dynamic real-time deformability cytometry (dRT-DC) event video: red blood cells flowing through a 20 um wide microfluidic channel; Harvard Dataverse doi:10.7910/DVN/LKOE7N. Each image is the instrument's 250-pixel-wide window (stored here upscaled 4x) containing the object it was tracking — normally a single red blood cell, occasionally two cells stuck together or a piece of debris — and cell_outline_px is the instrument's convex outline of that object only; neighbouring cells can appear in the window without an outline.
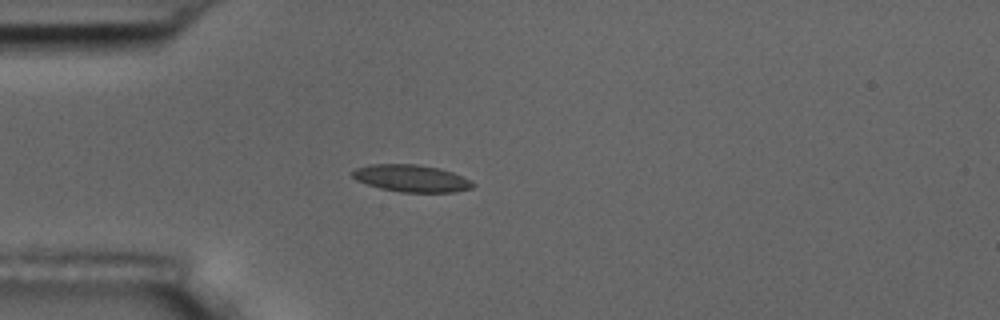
{"species": "common noctule bat (a hibernating species)", "species_latin": "Nyctalus noctula", "temperature_condition": "room temperature", "stored_images_in_passage": 1, "camera_frame_rate_fps": 3000, "um_per_image_px": 0.085, "animal": {"sex": "male", "body_mass_g": 17.5, "forearm_length_mm": 52.3}, "frame": {"image": 1, "passage_image": 1, "time_ms": 0.0, "image_size_px": [1000, 320], "cell_outline_px": [[476, 184], [472, 188], [452, 192], [400, 192], [380, 188], [356, 180], [352, 176], [352, 172], [356, 168], [368, 164], [416, 164], [440, 168], [452, 172]], "centroid_in_image_um": [34.94, 15.15], "position_along_channel_um": 50.1, "area_um2": 18.9}}